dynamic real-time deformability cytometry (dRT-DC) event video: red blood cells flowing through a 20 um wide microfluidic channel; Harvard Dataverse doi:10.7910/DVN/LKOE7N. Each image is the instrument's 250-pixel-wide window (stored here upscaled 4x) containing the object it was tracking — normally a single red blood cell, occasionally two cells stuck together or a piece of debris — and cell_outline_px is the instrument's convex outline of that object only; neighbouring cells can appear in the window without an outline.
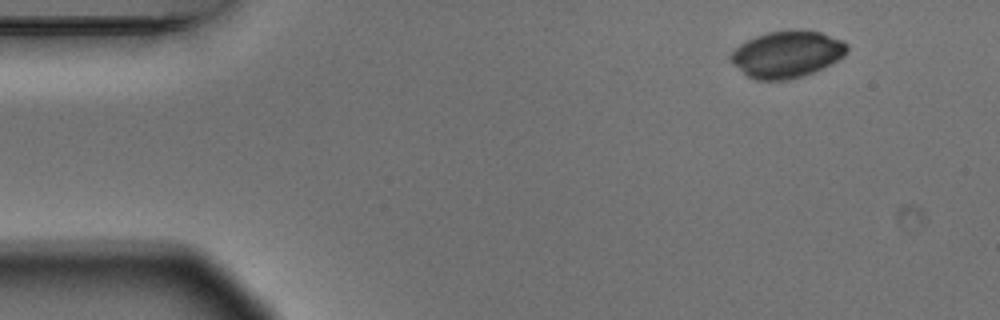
{"species": "Egyptian fruit bat (a non-hibernating species)", "species_latin": "Rousettus aegyptiacus", "temperature_condition": "warm", "stored_images_in_passage": 5, "camera_frame_rate_fps": 3000, "um_per_image_px": 0.085, "animal": {"sex": "male"}, "frame": {"image": 1, "passage_image": 1, "time_ms": 0.0, "image_size_px": [1000, 320], "cell_outline_px": [[848, 52], [844, 56], [812, 72], [800, 76], [784, 80], [756, 80], [748, 76], [732, 64], [728, 56], [740, 44], [756, 36], [768, 32], [820, 32], [844, 40], [848, 44]], "centroid_in_image_um": [66.87, 4.63], "position_along_channel_um": 18.1, "area_um2": 30.92}}
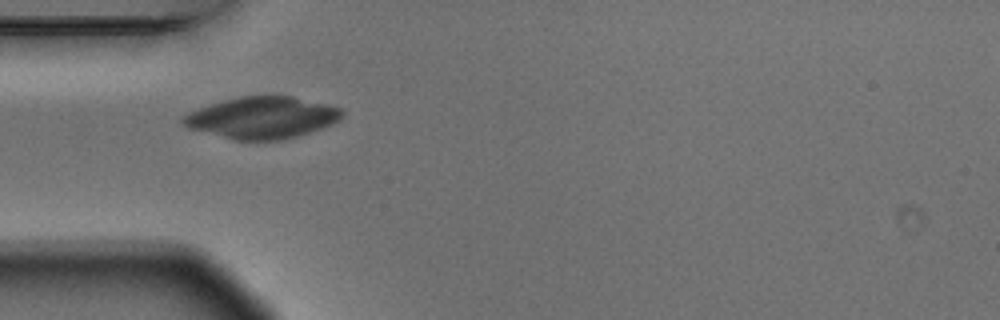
{"frame": {"image": 2, "passage_image": 4, "time_ms": 1.0, "image_size_px": [1000, 320], "cell_outline_px": [[344, 112], [332, 124], [296, 136], [280, 140], [236, 140], [188, 128], [180, 124], [180, 120], [188, 112], [224, 100], [240, 96], [292, 96], [328, 104], [340, 108]], "centroid_in_image_um": [22.24, 10.0], "position_along_channel_um": 62.8, "area_um2": 38.21}}